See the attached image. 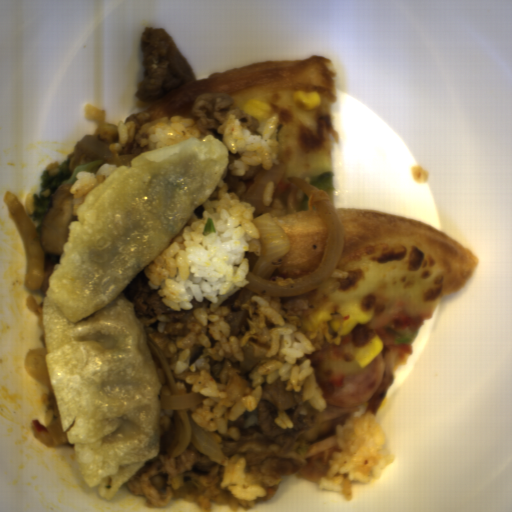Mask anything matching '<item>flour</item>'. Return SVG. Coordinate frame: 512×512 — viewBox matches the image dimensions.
<instances>
[{
	"mask_svg": "<svg viewBox=\"0 0 512 512\" xmlns=\"http://www.w3.org/2000/svg\"><path fill=\"white\" fill-rule=\"evenodd\" d=\"M215 136L182 140L113 169L77 207L43 299L46 366L63 433L89 488L111 501L161 447L163 384L124 293L223 177Z\"/></svg>",
	"mask_w": 512,
	"mask_h": 512,
	"instance_id": "1",
	"label": "flour"
}]
</instances>
